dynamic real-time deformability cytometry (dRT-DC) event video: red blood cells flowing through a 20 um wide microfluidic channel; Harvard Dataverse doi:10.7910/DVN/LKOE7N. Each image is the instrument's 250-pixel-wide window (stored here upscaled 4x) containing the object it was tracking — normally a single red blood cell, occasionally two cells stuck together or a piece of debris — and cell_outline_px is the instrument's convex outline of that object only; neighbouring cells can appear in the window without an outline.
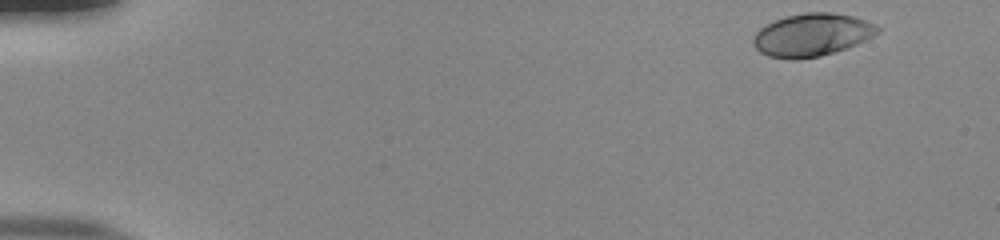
{"species": "human", "species_latin": "Homo sapiens", "temperature_condition": "room temperature", "stored_images_in_passage": 11, "camera_frame_rate_fps": 3000, "um_per_image_px": 0.085, "donor": {"sex": "male"}, "frame": {"image": 1, "passage_image": 1, "time_ms": 0.0, "image_size_px": [1000, 240], "cell_outline_px": [[880, 32], [856, 44], [820, 56], [796, 60], [788, 60], [768, 56], [760, 52], [752, 44], [752, 36], [760, 28], [776, 20], [788, 16], [808, 12], [828, 12], [852, 16], [876, 24], [880, 28]], "centroid_in_image_um": [68.98, 2.98], "position_along_channel_um": 16.0, "area_um2": 30.81}}